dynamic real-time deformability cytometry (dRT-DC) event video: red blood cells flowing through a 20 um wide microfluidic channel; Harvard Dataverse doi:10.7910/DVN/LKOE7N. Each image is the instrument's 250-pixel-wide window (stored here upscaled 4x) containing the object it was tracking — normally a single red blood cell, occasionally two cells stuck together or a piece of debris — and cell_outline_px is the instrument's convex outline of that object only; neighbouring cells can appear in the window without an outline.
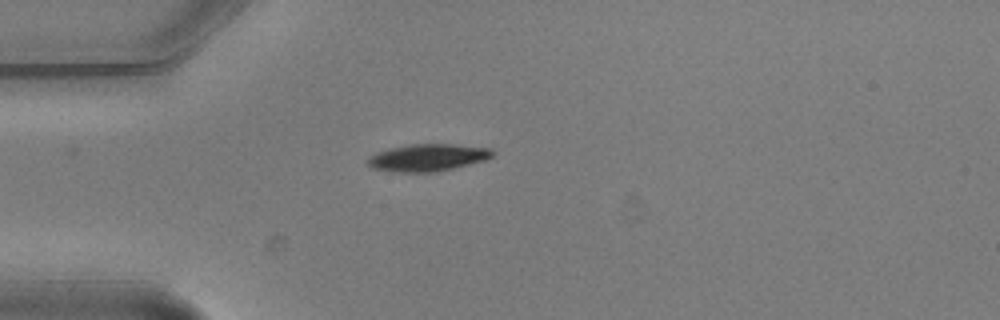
{"species": "common noctule bat (a hibernating species)", "species_latin": "Nyctalus noctula", "temperature_condition": "warm", "stored_images_in_passage": 6, "camera_frame_rate_fps": 3000, "um_per_image_px": 0.085, "animal": {"sex": "male", "body_mass_g": 20.5, "forearm_length_mm": 52.5}, "frame": {"image": 1, "passage_image": 6, "time_ms": 1.667, "image_size_px": [1000, 320], "cell_outline_px": [[496, 152], [492, 156], [484, 160], [440, 172], [392, 172], [372, 168], [368, 164], [368, 156], [376, 152], [388, 148], [412, 144], [452, 144], [492, 148]], "centroid_in_image_um": [36.35, 13.39], "position_along_channel_um": 48.6, "area_um2": 20.0}}